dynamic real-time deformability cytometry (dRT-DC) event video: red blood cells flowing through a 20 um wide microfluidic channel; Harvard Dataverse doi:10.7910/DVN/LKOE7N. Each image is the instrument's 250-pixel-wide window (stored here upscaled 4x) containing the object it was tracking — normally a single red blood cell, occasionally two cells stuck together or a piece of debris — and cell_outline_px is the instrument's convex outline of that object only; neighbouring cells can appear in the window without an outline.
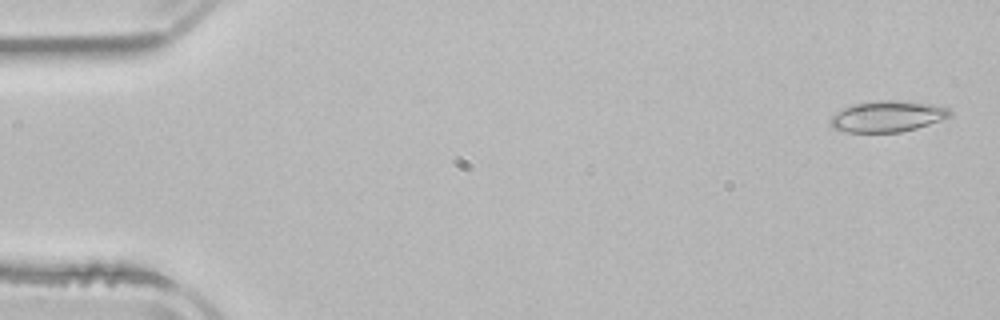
{"species": "common noctule bat (a hibernating species)", "species_latin": "Nyctalus noctula", "temperature_condition": "room temperature", "stored_images_in_passage": 4, "camera_frame_rate_fps": 3000, "um_per_image_px": 0.085, "animal": {"sex": "male", "body_mass_g": 21.5, "forearm_length_mm": 52.0}, "frame": {"image": 1, "passage_image": 1, "time_ms": 0.0, "image_size_px": [1000, 320], "cell_outline_px": [[952, 116], [916, 128], [900, 132], [844, 132], [832, 128], [828, 124], [828, 120], [836, 112], [852, 104], [880, 100], [908, 100], [948, 108], [952, 112]], "centroid_in_image_um": [75.38, 9.89], "position_along_channel_um": 9.6, "area_um2": 21.79}}
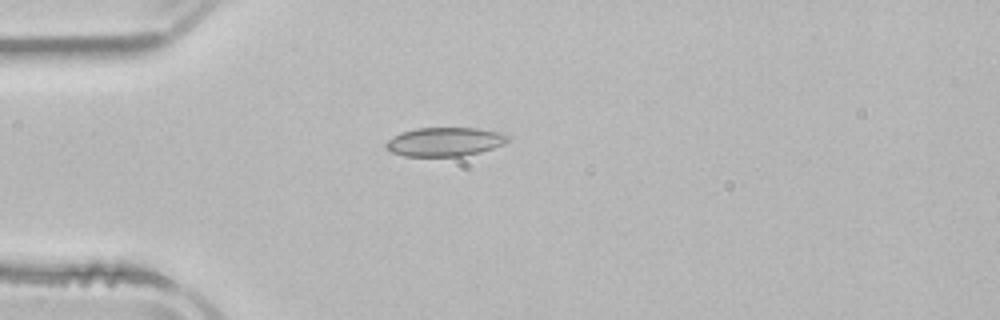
{"frame": {"image": 2, "passage_image": 4, "time_ms": 4.0, "image_size_px": [1000, 320], "cell_outline_px": [[512, 136], [504, 144], [480, 152], [460, 156], [404, 156], [392, 152], [384, 148], [384, 144], [392, 136], [400, 132], [416, 128], [480, 128], [504, 132]], "centroid_in_image_um": [37.82, 12.04], "position_along_channel_um": 47.2, "area_um2": 20.81}}